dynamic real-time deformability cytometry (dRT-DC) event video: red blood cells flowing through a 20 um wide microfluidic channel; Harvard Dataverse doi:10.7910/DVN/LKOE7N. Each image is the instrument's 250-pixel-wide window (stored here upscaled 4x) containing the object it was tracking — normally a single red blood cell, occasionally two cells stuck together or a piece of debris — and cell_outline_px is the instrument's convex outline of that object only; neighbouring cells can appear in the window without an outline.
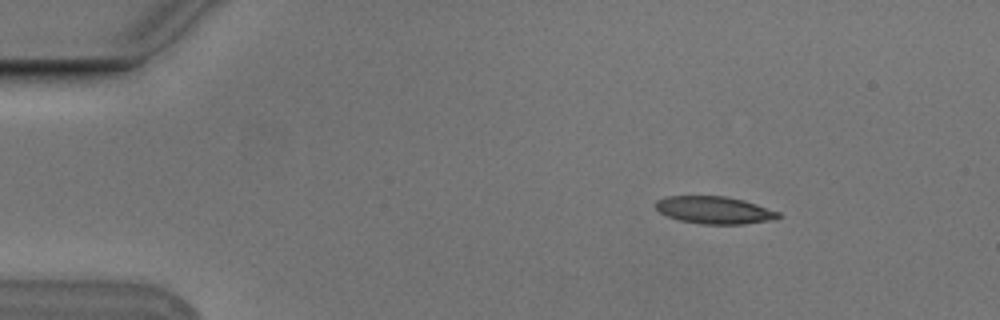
{"species": "Egyptian fruit bat (a non-hibernating species)", "species_latin": "Rousettus aegyptiacus", "temperature_condition": "cold", "stored_images_in_passage": 4, "camera_frame_rate_fps": 3000, "um_per_image_px": 0.085, "animal": {"sex": "male"}, "frame": {"image": 1, "passage_image": 1, "time_ms": 0.0, "image_size_px": [1000, 320], "cell_outline_px": [[780, 216], [768, 220], [744, 224], [700, 224], [680, 220], [668, 216], [660, 212], [656, 208], [656, 200], [668, 196], [724, 196], [744, 200], [780, 212]], "centroid_in_image_um": [60.7, 17.85], "position_along_channel_um": 24.3, "area_um2": 19.36}}
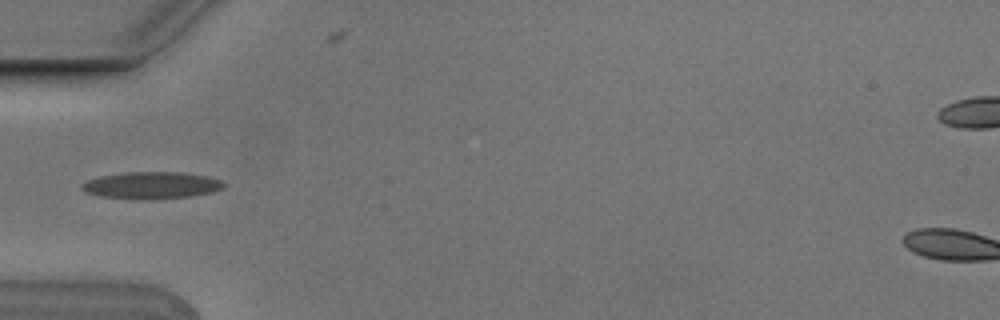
{"frame": {"image": 2, "passage_image": 4, "time_ms": 1.0, "image_size_px": [1000, 320], "cell_outline_px": [[224, 188], [212, 192], [192, 196], [144, 200], [140, 200], [100, 196], [84, 192], [80, 188], [80, 184], [88, 180], [100, 176], [124, 172], [180, 172], [208, 176], [220, 180], [224, 184]], "centroid_in_image_um": [12.84, 15.75], "position_along_channel_um": 72.2, "area_um2": 22.48}}